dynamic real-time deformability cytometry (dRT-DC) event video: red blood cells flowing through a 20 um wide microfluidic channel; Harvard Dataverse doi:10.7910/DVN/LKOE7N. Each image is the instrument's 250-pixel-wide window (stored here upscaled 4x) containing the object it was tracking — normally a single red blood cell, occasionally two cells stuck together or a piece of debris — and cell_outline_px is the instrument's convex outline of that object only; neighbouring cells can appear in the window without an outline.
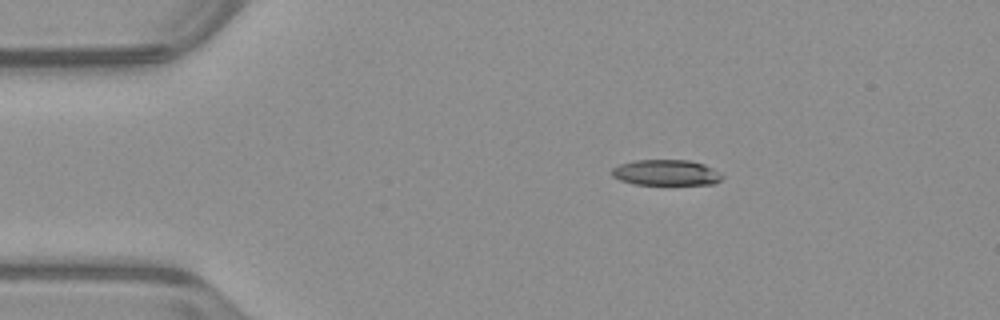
{"species": "common noctule bat (a hibernating species)", "species_latin": "Nyctalus noctula", "temperature_condition": "warm", "stored_images_in_passage": 44, "camera_frame_rate_fps": 3000, "um_per_image_px": 0.085, "animal": {"sex": "male", "body_mass_g": 23.1, "forearm_length_mm": 52.7}, "frame": {"image": 1, "passage_image": 1, "time_ms": 0.0, "image_size_px": [1000, 320], "cell_outline_px": [[724, 176], [720, 180], [712, 184], [636, 184], [620, 180], [612, 176], [612, 168], [620, 164], [636, 160], [688, 160], [704, 164], [712, 168]], "centroid_in_image_um": [56.61, 14.67], "position_along_channel_um": 28.4, "area_um2": 16.36}}
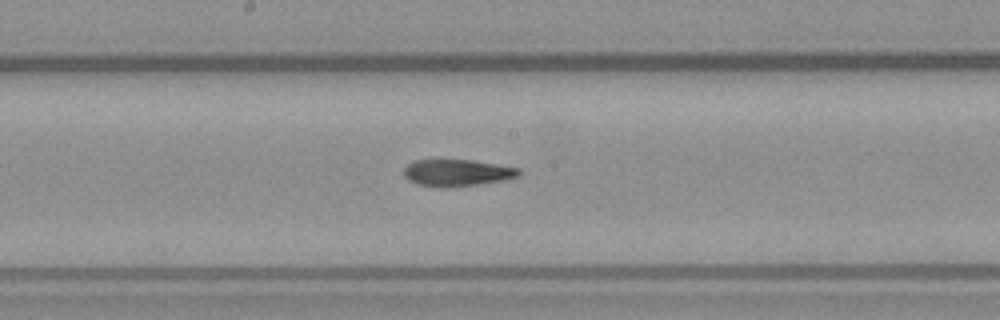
{"frame": {"image": 2, "passage_image": 19, "time_ms": 6.0, "image_size_px": [1000, 320], "cell_outline_px": [[520, 172], [516, 176], [504, 180], [448, 188], [444, 188], [416, 184], [408, 180], [404, 176], [404, 168], [412, 160], [472, 160], [520, 168]], "centroid_in_image_um": [38.8, 14.69], "position_along_channel_um": 209.4, "area_um2": 17.92}}
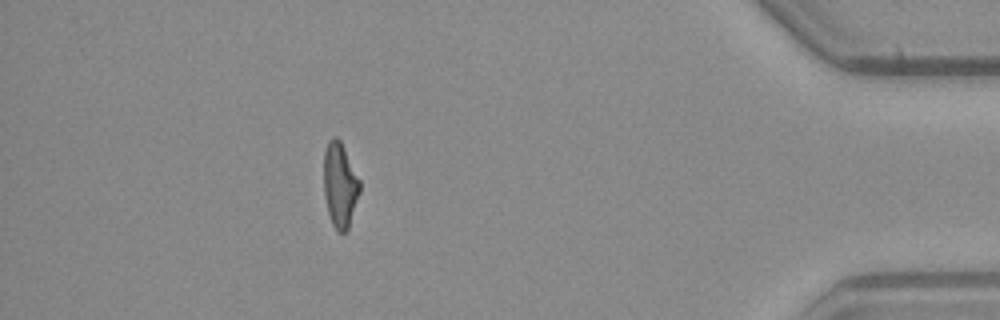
{"frame": {"image": 3, "passage_image": 38, "time_ms": 12.333, "image_size_px": [1000, 320], "cell_outline_px": [[360, 192], [348, 228], [344, 232], [336, 232], [332, 224], [328, 212], [324, 196], [324, 152], [328, 140], [332, 136], [336, 136], [340, 140], [360, 180]], "centroid_in_image_um": [28.88, 15.71], "position_along_channel_um": 406.3, "area_um2": 17.8}, "authors_computed_cell_mechanics": {"area_um2": 18.3804, "velocity_mm_per_s": 3.9701, "shape_relaxation_time_tau1_ms": null, "shape_relaxation_time_tau2_ms": 3.4214, "deformation_change_tau1": null, "deformation_change_tau2": 0.1322}}